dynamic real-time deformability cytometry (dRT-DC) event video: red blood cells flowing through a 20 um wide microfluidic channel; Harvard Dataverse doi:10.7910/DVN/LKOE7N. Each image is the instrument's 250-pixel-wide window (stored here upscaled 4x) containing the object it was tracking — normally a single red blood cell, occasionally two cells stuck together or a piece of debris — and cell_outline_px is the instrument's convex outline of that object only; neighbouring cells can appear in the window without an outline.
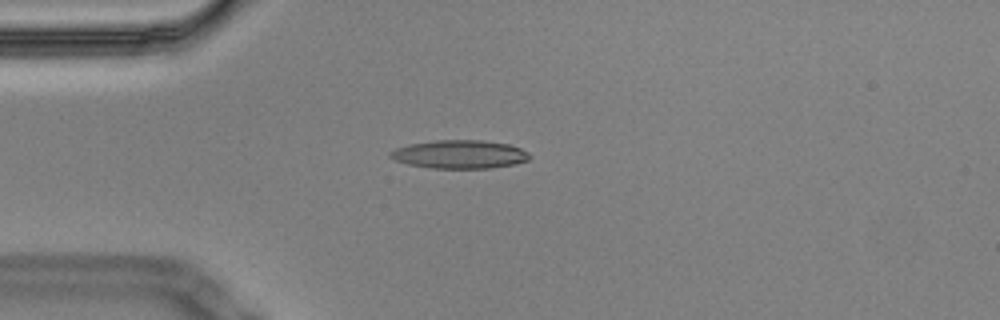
{"species": "Egyptian fruit bat (a non-hibernating species)", "species_latin": "Rousettus aegyptiacus", "temperature_condition": "cold", "stored_images_in_passage": 7, "camera_frame_rate_fps": 3000, "um_per_image_px": 0.085, "animal": {"sex": "male"}, "frame": {"image": 1, "passage_image": 5, "time_ms": 1.333, "image_size_px": [1000, 320], "cell_outline_px": [[532, 156], [528, 160], [516, 164], [492, 168], [432, 168], [408, 164], [396, 160], [388, 156], [388, 152], [396, 148], [408, 144], [436, 140], [484, 140], [508, 144], [520, 148], [528, 152]], "centroid_in_image_um": [39.08, 13.11], "position_along_channel_um": 45.9, "area_um2": 23.18}}